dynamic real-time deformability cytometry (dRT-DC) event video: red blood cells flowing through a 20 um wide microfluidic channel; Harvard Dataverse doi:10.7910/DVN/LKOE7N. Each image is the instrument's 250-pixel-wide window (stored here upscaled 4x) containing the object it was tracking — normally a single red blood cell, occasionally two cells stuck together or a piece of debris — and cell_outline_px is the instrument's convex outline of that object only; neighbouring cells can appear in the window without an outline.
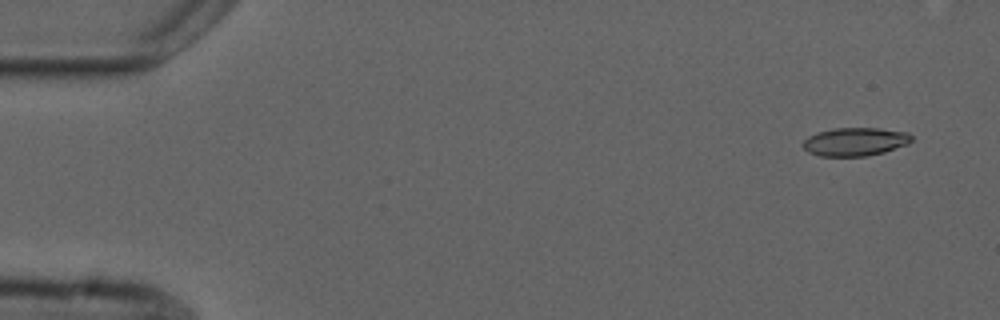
{"species": "common noctule bat (a hibernating species)", "species_latin": "Nyctalus noctula", "temperature_condition": "cold", "stored_images_in_passage": 5, "camera_frame_rate_fps": 3000, "um_per_image_px": 0.085, "animal": {"sex": "male", "forearm_length_mm": 52.5}, "frame": {"image": 1, "passage_image": 2, "time_ms": 1.0, "image_size_px": [1000, 320], "cell_outline_px": [[912, 140], [908, 144], [884, 152], [868, 156], [820, 156], [808, 152], [804, 148], [804, 140], [808, 136], [832, 128], [876, 128], [908, 132], [912, 136]], "centroid_in_image_um": [72.7, 12.05], "position_along_channel_um": 12.3, "area_um2": 17.86}}
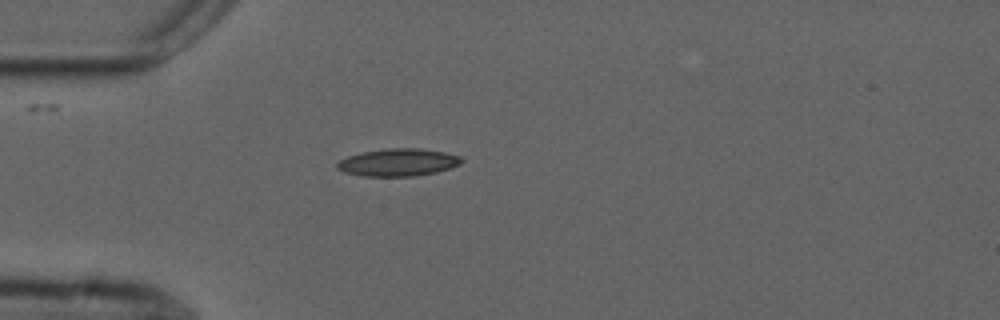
{"frame": {"image": 2, "passage_image": 5, "time_ms": 5.0, "image_size_px": [1000, 320], "cell_outline_px": [[464, 160], [460, 164], [452, 168], [436, 172], [412, 176], [364, 176], [344, 172], [336, 168], [336, 164], [340, 160], [348, 156], [364, 152], [392, 148], [420, 148], [444, 152], [460, 156]], "centroid_in_image_um": [33.87, 13.8], "position_along_channel_um": 51.1, "area_um2": 19.83}}